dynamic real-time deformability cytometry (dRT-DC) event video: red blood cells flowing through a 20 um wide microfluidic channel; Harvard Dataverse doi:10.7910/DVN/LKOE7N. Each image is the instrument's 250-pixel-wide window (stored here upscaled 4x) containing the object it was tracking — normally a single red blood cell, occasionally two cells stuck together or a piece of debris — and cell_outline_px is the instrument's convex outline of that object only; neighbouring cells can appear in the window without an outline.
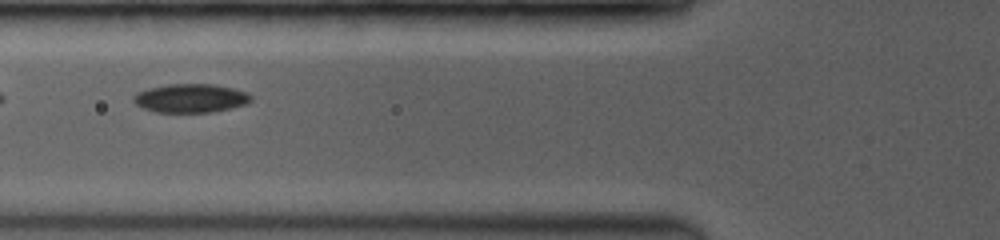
{"species": "common noctule bat (a hibernating species)", "species_latin": "Nyctalus noctula", "temperature_condition": "room temperature", "stored_images_in_passage": 15, "camera_frame_rate_fps": 3500, "um_per_image_px": 0.085, "animal": {"sex": "female", "body_mass_g": 19.0, "forearm_length_mm": 53.3}, "frame": {"image": 1, "passage_image": 5, "time_ms": 1.714, "image_size_px": [1000, 240], "cell_outline_px": [[252, 100], [248, 104], [232, 108], [212, 112], [156, 112], [144, 108], [136, 104], [132, 100], [132, 96], [136, 92], [148, 88], [168, 84], [212, 84], [232, 88], [248, 92], [252, 96]], "centroid_in_image_um": [16.22, 8.34], "position_along_channel_um": 109.6, "area_um2": 19.83}}
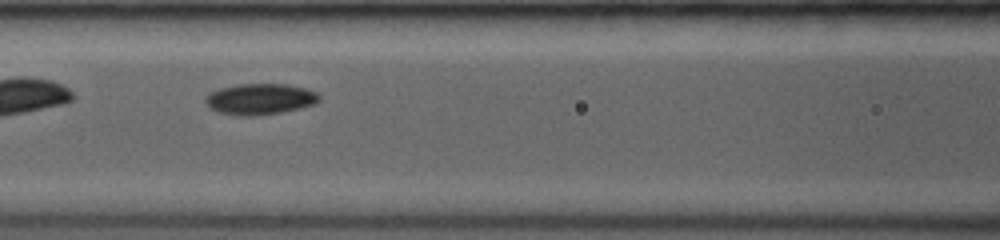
{"frame": {"image": 2, "passage_image": 7, "time_ms": 2.571, "image_size_px": [1000, 240], "cell_outline_px": [[320, 100], [316, 104], [300, 108], [280, 112], [252, 116], [236, 116], [220, 112], [212, 108], [204, 100], [208, 92], [220, 88], [236, 84], [288, 84], [308, 88], [316, 92], [320, 96]], "centroid_in_image_um": [22.13, 8.41], "position_along_channel_um": 144.5, "area_um2": 20.69}}
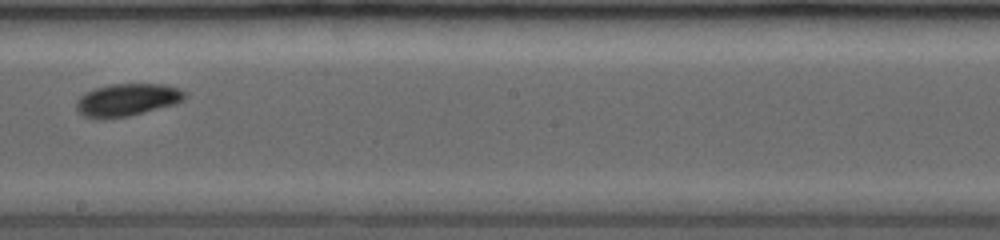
{"frame": {"image": 3, "passage_image": 13, "time_ms": 4.857, "image_size_px": [1000, 240], "cell_outline_px": [[184, 100], [176, 104], [128, 116], [104, 120], [100, 120], [84, 116], [76, 108], [76, 100], [84, 92], [96, 88], [112, 84], [164, 84], [180, 88], [184, 92]], "centroid_in_image_um": [10.78, 8.5], "position_along_channel_um": 237.4, "area_um2": 20.69}}